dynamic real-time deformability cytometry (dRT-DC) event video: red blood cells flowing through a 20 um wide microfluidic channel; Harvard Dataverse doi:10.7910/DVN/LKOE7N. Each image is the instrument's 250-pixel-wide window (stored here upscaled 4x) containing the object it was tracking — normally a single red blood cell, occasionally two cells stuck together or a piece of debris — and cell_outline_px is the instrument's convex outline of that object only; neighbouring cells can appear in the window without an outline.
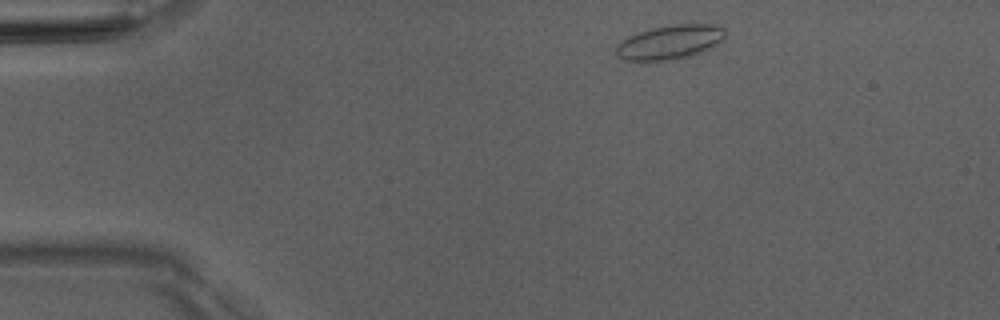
{"species": "Egyptian fruit bat (a non-hibernating species)", "species_latin": "Rousettus aegyptiacus", "temperature_condition": "room temperature", "stored_images_in_passage": 3, "camera_frame_rate_fps": 3000, "um_per_image_px": 0.085, "animal": {"sex": "male"}, "frame": {"image": 1, "passage_image": 1, "time_ms": 0.0, "image_size_px": [1000, 320], "cell_outline_px": [[728, 32], [724, 40], [712, 48], [692, 56], [664, 60], [624, 60], [616, 56], [616, 44], [628, 36], [652, 28], [676, 24], [716, 24], [724, 28]], "centroid_in_image_um": [57.0, 3.57], "position_along_channel_um": 28.0, "area_um2": 21.96}}